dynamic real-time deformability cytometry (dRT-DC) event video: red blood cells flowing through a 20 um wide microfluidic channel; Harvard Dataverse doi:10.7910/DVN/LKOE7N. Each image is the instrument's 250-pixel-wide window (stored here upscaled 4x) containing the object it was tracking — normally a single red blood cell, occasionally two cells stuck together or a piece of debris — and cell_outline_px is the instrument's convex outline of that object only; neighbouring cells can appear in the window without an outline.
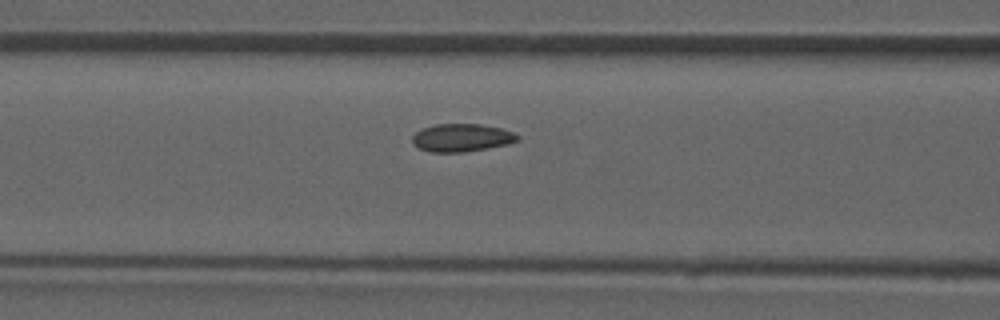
{"species": "common noctule bat (a hibernating species)", "species_latin": "Nyctalus noctula", "temperature_condition": "room temperature", "stored_images_in_passage": 6, "camera_frame_rate_fps": 3000, "um_per_image_px": 0.085, "animal": {"sex": "male", "forearm_length_mm": 52.5}, "frame": {"image": 1, "passage_image": 6, "time_ms": 6.667, "image_size_px": [1000, 320], "cell_outline_px": [[520, 140], [508, 144], [464, 152], [428, 152], [412, 144], [412, 136], [416, 132], [424, 128], [436, 124], [480, 124], [500, 128], [512, 132], [520, 136]], "centroid_in_image_um": [39.24, 11.71], "position_along_channel_um": 127.4, "area_um2": 17.05}}